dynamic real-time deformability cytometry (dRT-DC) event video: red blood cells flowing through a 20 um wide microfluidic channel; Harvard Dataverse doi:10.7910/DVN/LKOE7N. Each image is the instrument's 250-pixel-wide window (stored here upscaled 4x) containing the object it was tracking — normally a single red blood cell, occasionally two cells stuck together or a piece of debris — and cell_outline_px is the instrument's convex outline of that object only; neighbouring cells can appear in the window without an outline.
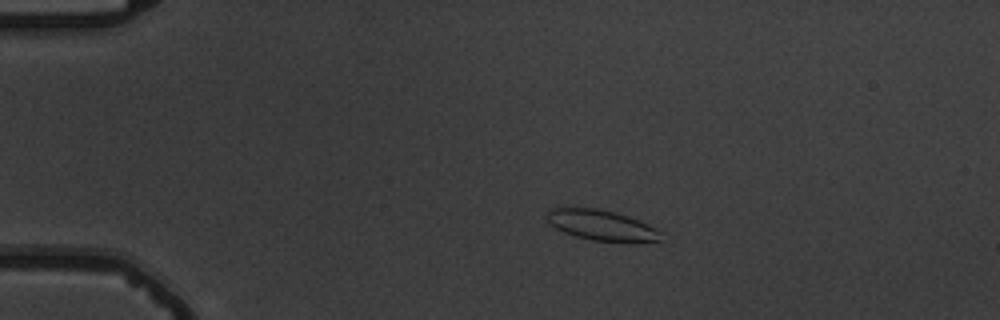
{"species": "common noctule bat (a hibernating species)", "species_latin": "Nyctalus noctula", "temperature_condition": "warm", "stored_images_in_passage": 49, "camera_frame_rate_fps": 3000, "um_per_image_px": 0.085, "animal": {"sex": "male", "body_mass_g": 19.5, "forearm_length_mm": 54.6}, "frame": {"image": 1, "passage_image": 5, "time_ms": 1.333, "image_size_px": [1000, 320], "cell_outline_px": [[660, 240], [636, 244], [592, 240], [576, 236], [564, 232], [556, 228], [548, 220], [544, 212], [548, 208], [596, 208], [616, 212], [628, 216], [648, 224], [656, 228], [660, 232]], "centroid_in_image_um": [51.16, 19.16], "position_along_channel_um": 33.8, "area_um2": 20.58}}
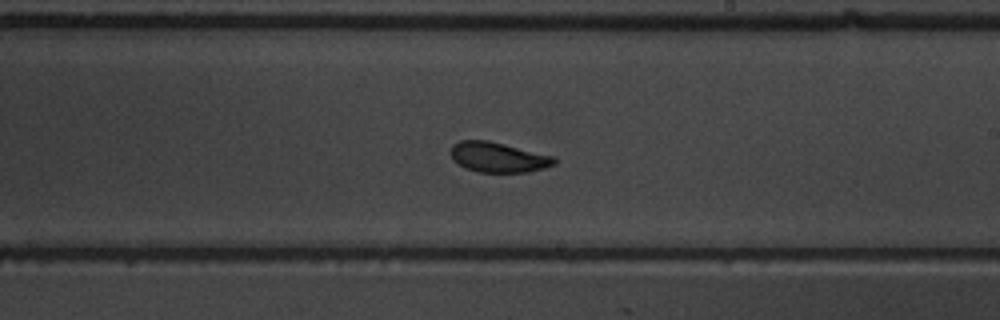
{"frame": {"image": 2, "passage_image": 27, "time_ms": 8.667, "image_size_px": [1000, 320], "cell_outline_px": [[556, 164], [544, 168], [528, 172], [480, 172], [464, 168], [452, 160], [452, 144], [460, 140], [488, 140], [556, 156]], "centroid_in_image_um": [42.37, 13.36], "position_along_channel_um": 246.6, "area_um2": 18.32}}
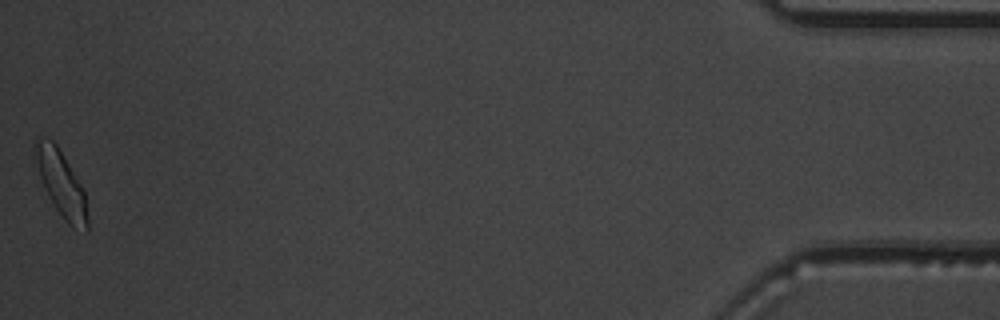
{"frame": {"image": 3, "passage_image": 49, "time_ms": 16.0, "image_size_px": [1000, 320], "cell_outline_px": [[88, 232], [72, 228], [64, 220], [52, 204], [40, 176], [32, 148], [32, 144], [36, 136], [40, 136], [52, 140], [56, 144], [80, 184], [84, 192], [88, 216]], "centroid_in_image_um": [5.18, 15.61], "position_along_channel_um": 430.0, "area_um2": 19.94}, "authors_computed_cell_mechanics": {"area_um2": 18.9584, "velocity_mm_per_s": 3.6771, "shape_relaxation_time_tau1_ms": 6.6709, "shape_relaxation_time_tau2_ms": 1.4706, "deformation_change_tau1": 0.1655, "deformation_change_tau2": 0.0665}}